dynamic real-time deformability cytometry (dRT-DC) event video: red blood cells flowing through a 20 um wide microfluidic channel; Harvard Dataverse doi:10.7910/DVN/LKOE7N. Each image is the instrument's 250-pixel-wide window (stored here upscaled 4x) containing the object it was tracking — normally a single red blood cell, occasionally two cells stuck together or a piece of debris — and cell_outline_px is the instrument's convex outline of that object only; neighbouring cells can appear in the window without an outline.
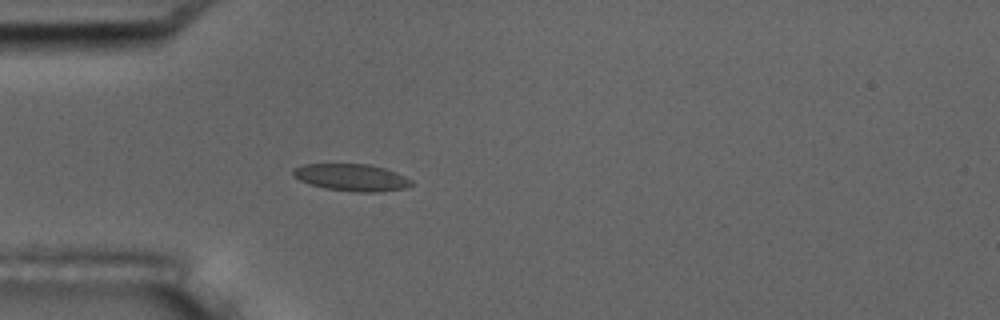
{"species": "common noctule bat (a hibernating species)", "species_latin": "Nyctalus noctula", "temperature_condition": "room temperature", "stored_images_in_passage": 3, "camera_frame_rate_fps": 3000, "um_per_image_px": 0.085, "animal": {"sex": "male", "body_mass_g": 17.5, "forearm_length_mm": 52.3}, "frame": {"image": 1, "passage_image": 3, "time_ms": 2.333, "image_size_px": [1000, 320], "cell_outline_px": [[412, 184], [404, 188], [380, 192], [352, 192], [328, 188], [312, 184], [300, 180], [292, 176], [292, 172], [296, 168], [304, 164], [368, 164], [384, 168], [396, 172], [412, 180]], "centroid_in_image_um": [29.9, 15.08], "position_along_channel_um": 55.1, "area_um2": 18.44}}